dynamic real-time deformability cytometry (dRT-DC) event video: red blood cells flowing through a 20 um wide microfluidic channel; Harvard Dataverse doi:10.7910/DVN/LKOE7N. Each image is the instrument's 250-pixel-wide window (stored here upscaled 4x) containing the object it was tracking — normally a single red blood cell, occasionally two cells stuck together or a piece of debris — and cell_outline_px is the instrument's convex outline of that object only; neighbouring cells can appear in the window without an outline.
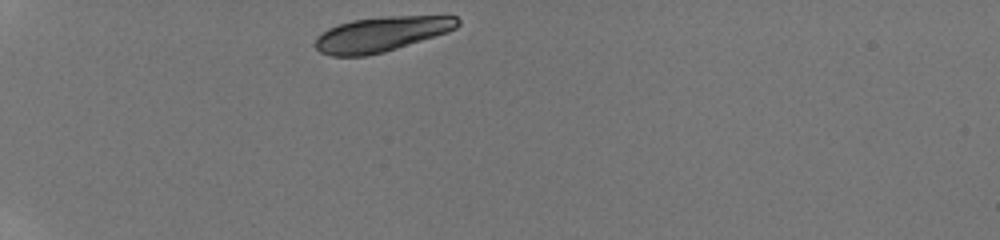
{"species": "human", "species_latin": "Homo sapiens", "temperature_condition": "room temperature", "stored_images_in_passage": 3, "camera_frame_rate_fps": 3000, "um_per_image_px": 0.085, "donor": {"sex": "male"}, "frame": {"image": 1, "passage_image": 1, "time_ms": 0.0, "image_size_px": [1000, 240], "cell_outline_px": [[460, 24], [456, 28], [448, 32], [384, 52], [364, 56], [332, 56], [320, 52], [316, 48], [316, 36], [328, 28], [352, 20], [380, 16], [456, 16], [460, 20]], "centroid_in_image_um": [32.41, 2.9], "position_along_channel_um": 52.6, "area_um2": 28.9}}